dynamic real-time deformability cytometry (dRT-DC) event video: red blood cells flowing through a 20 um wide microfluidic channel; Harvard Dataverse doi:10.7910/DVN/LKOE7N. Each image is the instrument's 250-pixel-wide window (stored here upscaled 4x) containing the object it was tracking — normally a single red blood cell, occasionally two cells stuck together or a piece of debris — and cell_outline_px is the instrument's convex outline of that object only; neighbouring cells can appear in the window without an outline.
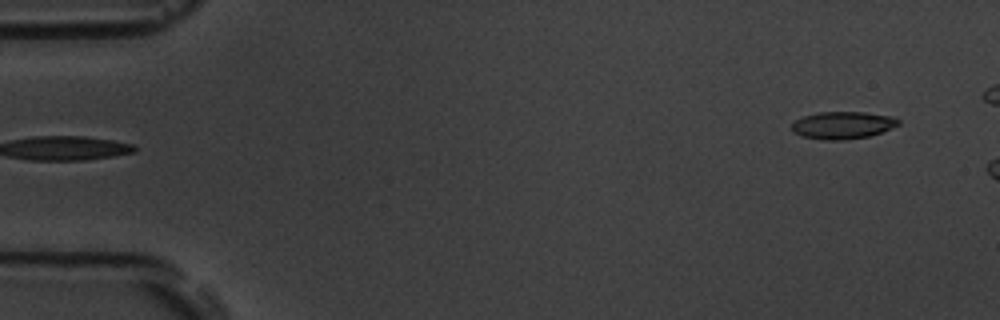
{"species": "common noctule bat (a hibernating species)", "species_latin": "Nyctalus noctula", "temperature_condition": "room temperature", "stored_images_in_passage": 8, "camera_frame_rate_fps": 3000, "um_per_image_px": 0.085, "animal": {"sex": "male", "body_mass_g": 19.5, "forearm_length_mm": 54.6}, "frame": {"image": 1, "passage_image": 1, "time_ms": 0.0, "image_size_px": [1000, 320], "cell_outline_px": [[900, 124], [892, 128], [868, 136], [844, 140], [824, 140], [804, 136], [792, 132], [792, 124], [796, 120], [804, 116], [816, 112], [864, 112], [896, 116], [900, 120]], "centroid_in_image_um": [71.66, 10.63], "position_along_channel_um": 13.3, "area_um2": 17.05}}